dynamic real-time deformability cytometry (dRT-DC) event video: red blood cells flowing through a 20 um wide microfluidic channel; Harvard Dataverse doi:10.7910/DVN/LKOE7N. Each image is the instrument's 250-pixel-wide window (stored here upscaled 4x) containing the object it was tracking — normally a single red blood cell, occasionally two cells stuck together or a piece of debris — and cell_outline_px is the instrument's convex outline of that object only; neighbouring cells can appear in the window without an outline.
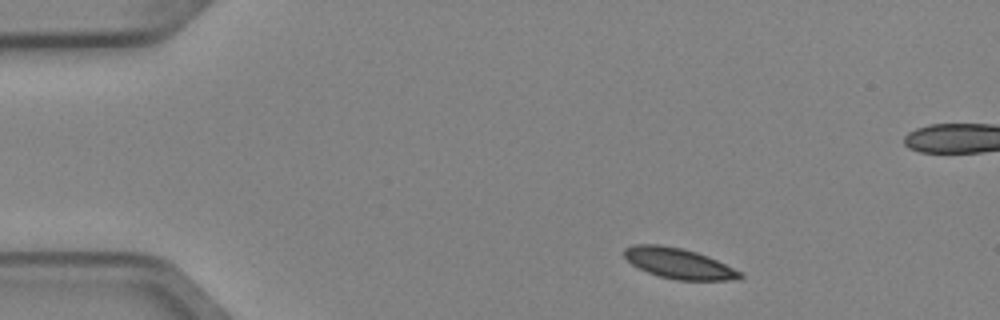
{"species": "Egyptian fruit bat (a non-hibernating species)", "species_latin": "Rousettus aegyptiacus", "temperature_condition": "cold", "stored_images_in_passage": 3, "camera_frame_rate_fps": 3000, "um_per_image_px": 0.085, "animal": {"sex": "female"}, "frame": {"image": 1, "passage_image": 1, "time_ms": 0.0, "image_size_px": [1000, 320], "cell_outline_px": [[744, 276], [740, 280], [676, 280], [660, 276], [648, 272], [632, 264], [624, 256], [624, 248], [636, 244], [656, 244], [680, 248], [696, 252], [708, 256], [744, 272]], "centroid_in_image_um": [57.76, 22.4], "position_along_channel_um": 27.2, "area_um2": 20.58}}
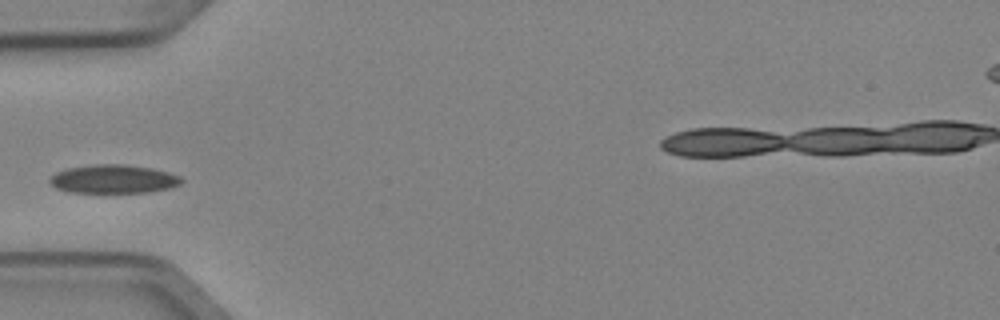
{"frame": {"image": 2, "passage_image": 3, "time_ms": 0.667, "image_size_px": [1000, 320], "cell_outline_px": [[184, 180], [180, 184], [168, 188], [148, 192], [68, 192], [56, 188], [48, 180], [56, 172], [68, 168], [92, 164], [124, 164], [152, 168], [168, 172], [180, 176]], "centroid_in_image_um": [9.64, 15.21], "position_along_channel_um": 75.4, "area_um2": 21.85}}